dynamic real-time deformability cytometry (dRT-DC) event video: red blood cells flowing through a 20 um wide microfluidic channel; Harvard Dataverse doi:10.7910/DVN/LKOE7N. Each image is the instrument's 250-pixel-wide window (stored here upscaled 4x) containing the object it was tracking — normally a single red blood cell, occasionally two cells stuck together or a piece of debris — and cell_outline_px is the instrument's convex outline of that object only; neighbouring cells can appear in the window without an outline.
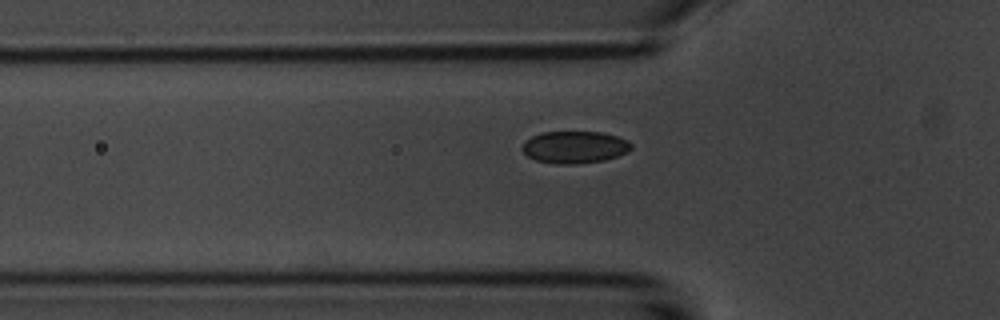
{"species": "common noctule bat (a hibernating species)", "species_latin": "Nyctalus noctula", "temperature_condition": "room temperature", "stored_images_in_passage": 37, "camera_frame_rate_fps": 3000, "um_per_image_px": 0.085, "animal": {"sex": "male", "body_mass_g": 20.1, "forearm_length_mm": 53.5}, "frame": {"image": 1, "passage_image": 5, "time_ms": 1.333, "image_size_px": [1000, 320], "cell_outline_px": [[632, 148], [628, 152], [604, 160], [576, 164], [556, 164], [536, 160], [528, 156], [520, 148], [524, 140], [540, 132], [600, 132], [616, 136], [628, 140], [632, 144]], "centroid_in_image_um": [48.82, 12.5], "position_along_channel_um": 77.0, "area_um2": 20.52}}
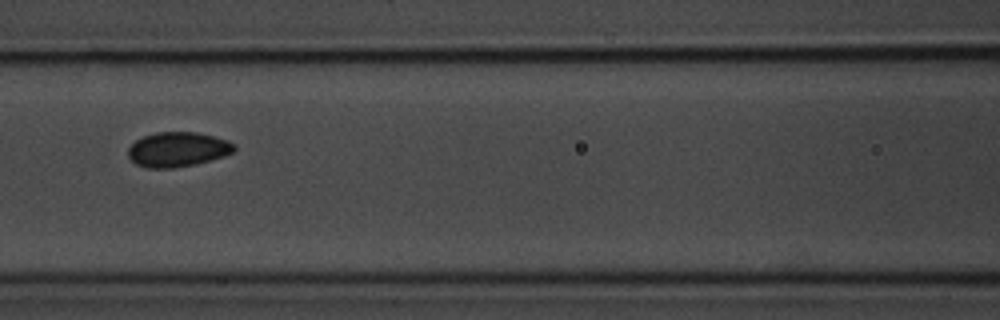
{"frame": {"image": 2, "passage_image": 11, "time_ms": 3.333, "image_size_px": [1000, 320], "cell_outline_px": [[236, 148], [232, 152], [224, 156], [192, 164], [172, 168], [148, 168], [136, 164], [128, 156], [128, 148], [136, 140], [144, 136], [156, 132], [196, 132], [216, 136], [228, 140], [236, 144]], "centroid_in_image_um": [15.11, 12.68], "position_along_channel_um": 151.5, "area_um2": 21.39}}
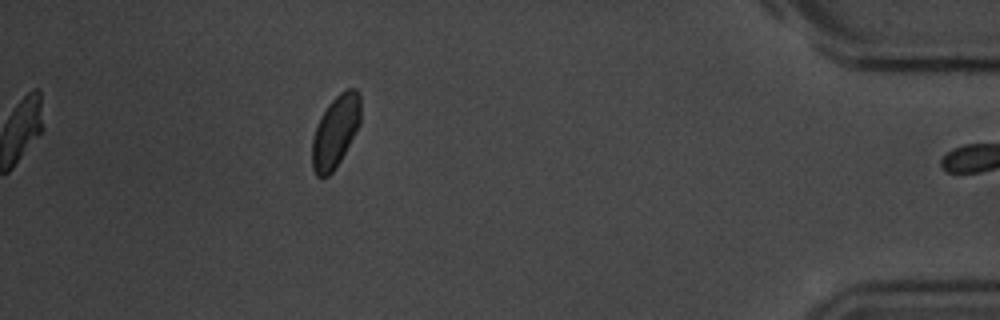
{"frame": {"image": 3, "passage_image": 36, "time_ms": 11.667, "image_size_px": [1000, 320], "cell_outline_px": [[360, 124], [336, 168], [328, 176], [316, 176], [312, 168], [312, 136], [316, 124], [320, 116], [328, 104], [340, 92], [348, 88], [356, 88], [360, 92]], "centroid_in_image_um": [28.5, 11.16], "position_along_channel_um": 406.7, "area_um2": 20.52}, "authors_computed_cell_mechanics": {"area_um2": 20.7502, "velocity_mm_per_s": 3.6836, "shape_relaxation_time_tau1_ms": 6.1845, "shape_relaxation_time_tau2_ms": null, "deformation_change_tau1": 0.1095, "deformation_change_tau2": null}}